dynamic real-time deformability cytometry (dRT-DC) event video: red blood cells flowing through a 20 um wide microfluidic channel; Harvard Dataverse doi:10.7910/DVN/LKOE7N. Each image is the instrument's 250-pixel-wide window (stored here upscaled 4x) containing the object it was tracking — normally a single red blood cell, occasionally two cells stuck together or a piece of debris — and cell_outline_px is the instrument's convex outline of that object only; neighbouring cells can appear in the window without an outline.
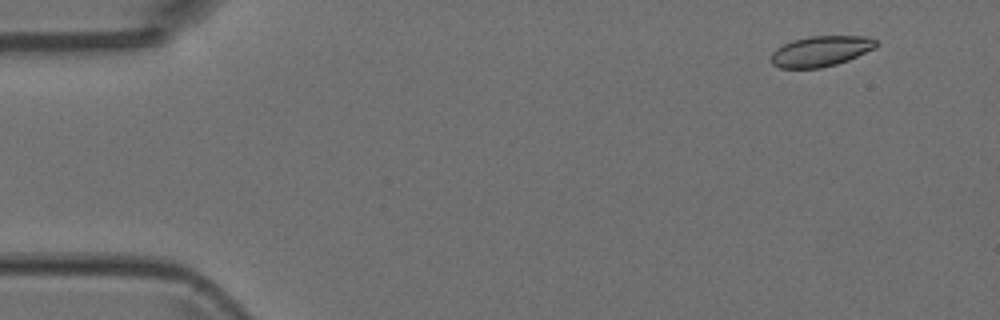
{"species": "Egyptian fruit bat (a non-hibernating species)", "species_latin": "Rousettus aegyptiacus", "temperature_condition": "room temperature", "stored_images_in_passage": 5, "camera_frame_rate_fps": 3000, "um_per_image_px": 0.085, "animal": {"sex": "female"}, "frame": {"image": 1, "passage_image": 2, "time_ms": 0.333, "image_size_px": [1000, 320], "cell_outline_px": [[876, 48], [848, 60], [836, 64], [820, 68], [780, 68], [772, 64], [772, 52], [776, 48], [792, 40], [812, 36], [864, 36], [876, 40]], "centroid_in_image_um": [69.76, 4.35], "position_along_channel_um": 15.2, "area_um2": 18.55}}
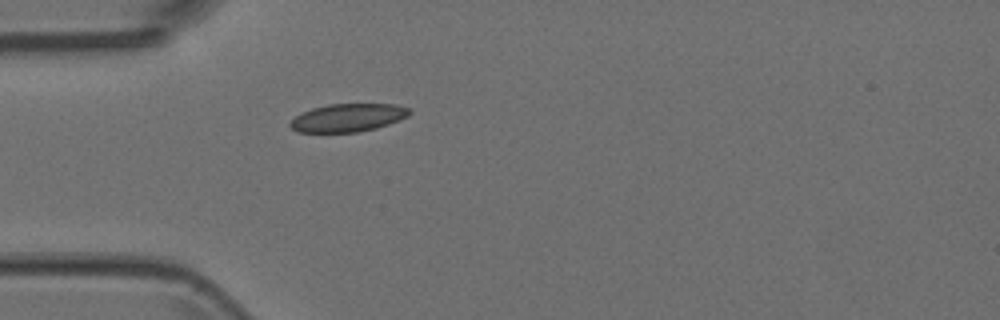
{"frame": {"image": 2, "passage_image": 5, "time_ms": 1.333, "image_size_px": [1000, 320], "cell_outline_px": [[412, 112], [408, 116], [400, 120], [376, 128], [360, 132], [296, 132], [288, 124], [296, 116], [312, 108], [328, 104], [396, 104], [408, 108]], "centroid_in_image_um": [29.59, 10.0], "position_along_channel_um": 55.4, "area_um2": 19.48}}